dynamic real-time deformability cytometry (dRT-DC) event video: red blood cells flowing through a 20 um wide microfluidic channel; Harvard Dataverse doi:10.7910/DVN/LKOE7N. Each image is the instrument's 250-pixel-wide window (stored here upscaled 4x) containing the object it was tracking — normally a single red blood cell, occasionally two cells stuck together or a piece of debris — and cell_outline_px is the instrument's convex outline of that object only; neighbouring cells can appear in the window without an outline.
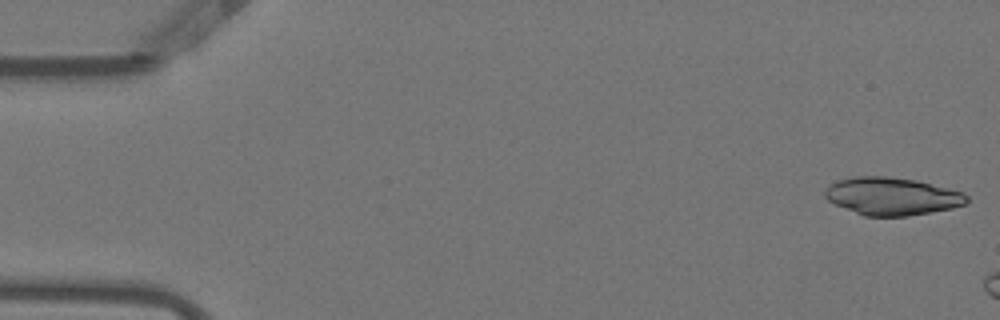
{"species": "Egyptian fruit bat (a non-hibernating species)", "species_latin": "Rousettus aegyptiacus", "temperature_condition": "warm", "stored_images_in_passage": 10, "camera_frame_rate_fps": 3000, "um_per_image_px": 0.085, "animal": {"sex": "female"}, "frame": {"image": 1, "passage_image": 1, "time_ms": 0.0, "image_size_px": [1000, 320], "cell_outline_px": [[968, 200], [964, 204], [952, 208], [908, 216], [864, 216], [836, 204], [828, 200], [824, 196], [824, 192], [836, 180], [856, 176], [888, 176], [916, 180], [964, 192], [968, 196]], "centroid_in_image_um": [75.83, 16.67], "position_along_channel_um": 9.2, "area_um2": 30.98}}